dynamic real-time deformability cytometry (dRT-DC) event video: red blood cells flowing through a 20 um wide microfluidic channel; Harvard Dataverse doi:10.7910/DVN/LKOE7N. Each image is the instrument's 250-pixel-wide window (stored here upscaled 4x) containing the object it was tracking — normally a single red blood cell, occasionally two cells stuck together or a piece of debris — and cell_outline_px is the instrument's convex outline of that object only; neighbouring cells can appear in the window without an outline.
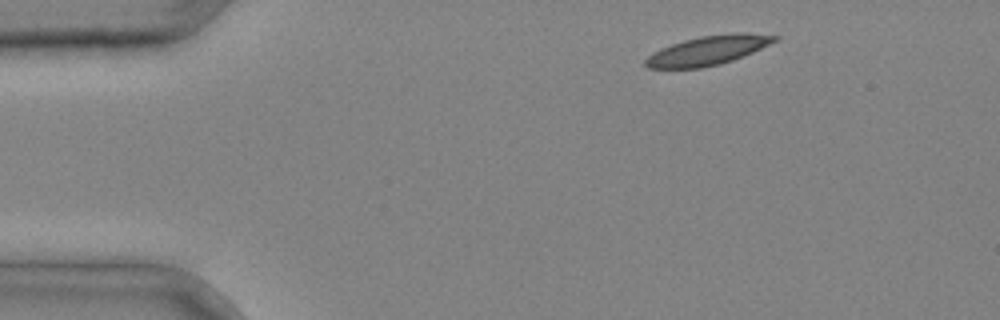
{"species": "common noctule bat (a hibernating species)", "species_latin": "Nyctalus noctula", "temperature_condition": "cold", "stored_images_in_passage": 4, "camera_frame_rate_fps": 3000, "um_per_image_px": 0.085, "animal": {"sex": "male", "body_mass_g": 20.4}, "frame": {"image": 1, "passage_image": 4, "time_ms": 1.0, "image_size_px": [1000, 320], "cell_outline_px": [[780, 36], [776, 40], [752, 52], [732, 60], [720, 64], [700, 68], [648, 68], [644, 64], [644, 60], [652, 52], [660, 48], [684, 40], [700, 36], [736, 32], [744, 32]], "centroid_in_image_um": [60.13, 4.28], "position_along_channel_um": 24.9, "area_um2": 21.85}}